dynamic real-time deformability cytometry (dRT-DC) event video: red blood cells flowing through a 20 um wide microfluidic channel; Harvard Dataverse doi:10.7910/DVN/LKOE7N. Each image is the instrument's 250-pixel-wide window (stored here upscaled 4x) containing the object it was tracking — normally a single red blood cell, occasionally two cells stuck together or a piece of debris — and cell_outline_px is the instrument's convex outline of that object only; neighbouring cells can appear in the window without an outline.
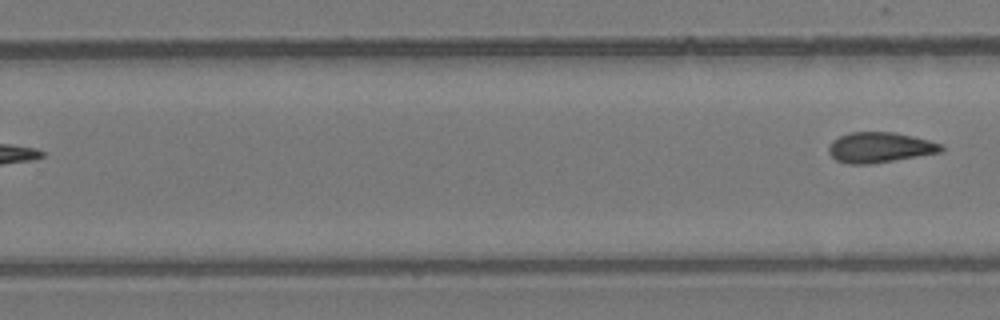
{"species": "common noctule bat (a hibernating species)", "species_latin": "Nyctalus noctula", "temperature_condition": "room temperature", "stored_images_in_passage": 9, "segment_of_instrument_passage": [2, 2], "camera_frame_rate_fps": 3000, "um_per_image_px": 0.085, "animal": {"sex": "female", "body_mass_g": 24.6, "forearm_length_mm": 56.2}, "frame": {"image": 1, "passage_image": 9, "time_ms": 2.667, "image_size_px": [1000, 320], "cell_outline_px": [[944, 148], [940, 152], [872, 164], [848, 164], [836, 160], [828, 152], [828, 148], [832, 140], [840, 136], [852, 132], [896, 132], [928, 140], [940, 144]], "centroid_in_image_um": [74.75, 12.53], "position_along_channel_um": 255.1, "area_um2": 19.77}}